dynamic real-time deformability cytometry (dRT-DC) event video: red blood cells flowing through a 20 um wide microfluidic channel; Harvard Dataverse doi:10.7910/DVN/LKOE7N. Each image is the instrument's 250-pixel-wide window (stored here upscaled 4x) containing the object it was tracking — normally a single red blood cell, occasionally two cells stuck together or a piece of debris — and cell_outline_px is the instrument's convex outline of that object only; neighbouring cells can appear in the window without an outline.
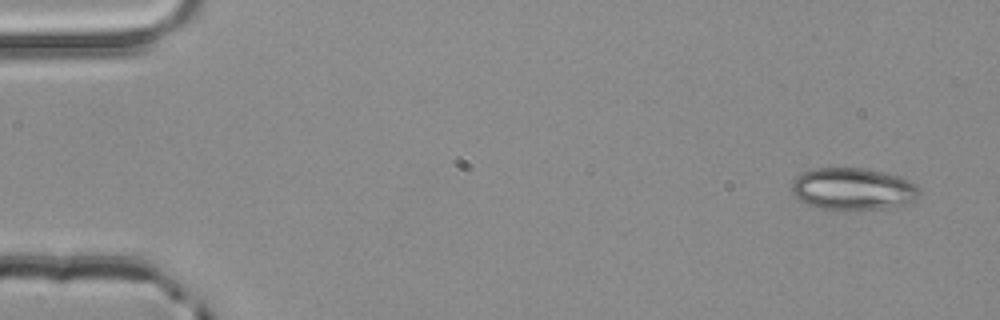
{"species": "common noctule bat (a hibernating species)", "species_latin": "Nyctalus noctula", "temperature_condition": "room temperature", "stored_images_in_passage": 3, "camera_frame_rate_fps": 3000, "um_per_image_px": 0.085, "animal": {"sex": "male", "body_mass_g": 20.4}, "frame": {"image": 1, "passage_image": 1, "time_ms": 0.0, "image_size_px": [1000, 320], "cell_outline_px": [[920, 192], [908, 204], [884, 208], [820, 208], [808, 204], [800, 200], [792, 192], [792, 180], [796, 176], [812, 168], [864, 168], [900, 176], [916, 184]], "centroid_in_image_um": [72.49, 16.03], "position_along_channel_um": 12.5, "area_um2": 30.81}}